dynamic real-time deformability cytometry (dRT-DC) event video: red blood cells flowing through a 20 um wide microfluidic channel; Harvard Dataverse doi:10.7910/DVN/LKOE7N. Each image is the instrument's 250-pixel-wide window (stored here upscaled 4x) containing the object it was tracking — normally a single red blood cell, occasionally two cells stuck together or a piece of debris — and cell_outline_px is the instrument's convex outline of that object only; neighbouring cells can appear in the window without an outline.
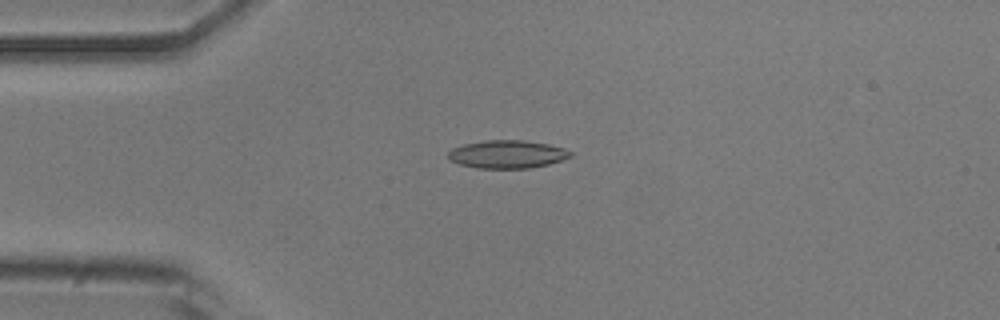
{"species": "common noctule bat (a hibernating species)", "species_latin": "Nyctalus noctula", "temperature_condition": "room temperature", "stored_images_in_passage": 7, "camera_frame_rate_fps": 3000, "um_per_image_px": 0.085, "animal": {"sex": "male", "body_mass_g": 20.5, "forearm_length_mm": 52.5}, "frame": {"image": 1, "passage_image": 4, "time_ms": 1.0, "image_size_px": [1000, 320], "cell_outline_px": [[572, 156], [548, 164], [528, 168], [476, 168], [460, 164], [448, 160], [448, 152], [452, 148], [464, 144], [484, 140], [524, 140], [548, 144], [564, 148], [572, 152]], "centroid_in_image_um": [43.09, 13.1], "position_along_channel_um": 41.9, "area_um2": 19.94}}
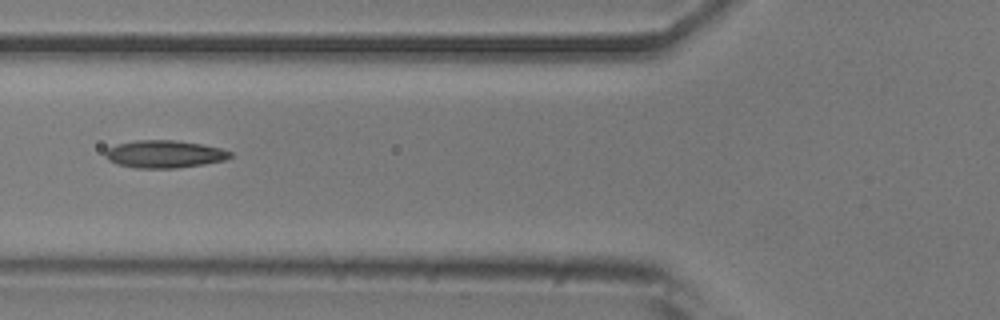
{"frame": {"image": 2, "passage_image": 6, "time_ms": 1.667, "image_size_px": [1000, 320], "cell_outline_px": [[232, 156], [224, 160], [204, 164], [176, 168], [136, 168], [116, 164], [108, 160], [104, 156], [104, 152], [108, 148], [116, 144], [136, 140], [176, 140], [204, 144], [220, 148], [232, 152]], "centroid_in_image_um": [13.95, 13.09], "position_along_channel_um": 111.8, "area_um2": 20.23}}
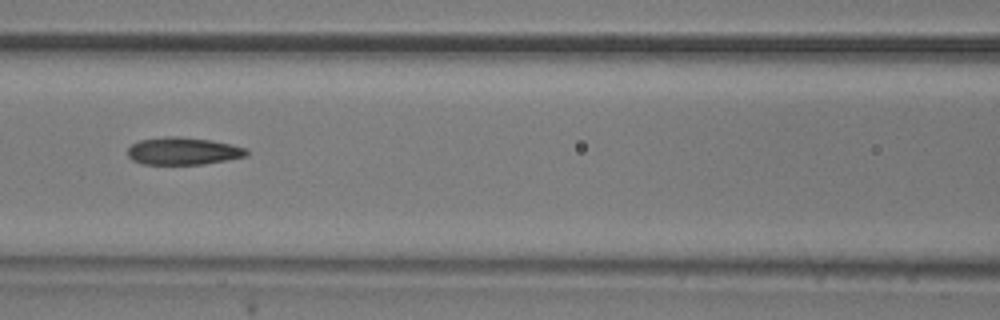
{"frame": {"image": 3, "passage_image": 7, "time_ms": 2.0, "image_size_px": [1000, 320], "cell_outline_px": [[248, 156], [204, 164], [144, 164], [132, 160], [128, 156], [128, 148], [132, 144], [140, 140], [168, 136], [180, 136], [208, 140], [232, 144], [248, 148]], "centroid_in_image_um": [15.59, 12.84], "position_along_channel_um": 151.0, "area_um2": 19.02}}